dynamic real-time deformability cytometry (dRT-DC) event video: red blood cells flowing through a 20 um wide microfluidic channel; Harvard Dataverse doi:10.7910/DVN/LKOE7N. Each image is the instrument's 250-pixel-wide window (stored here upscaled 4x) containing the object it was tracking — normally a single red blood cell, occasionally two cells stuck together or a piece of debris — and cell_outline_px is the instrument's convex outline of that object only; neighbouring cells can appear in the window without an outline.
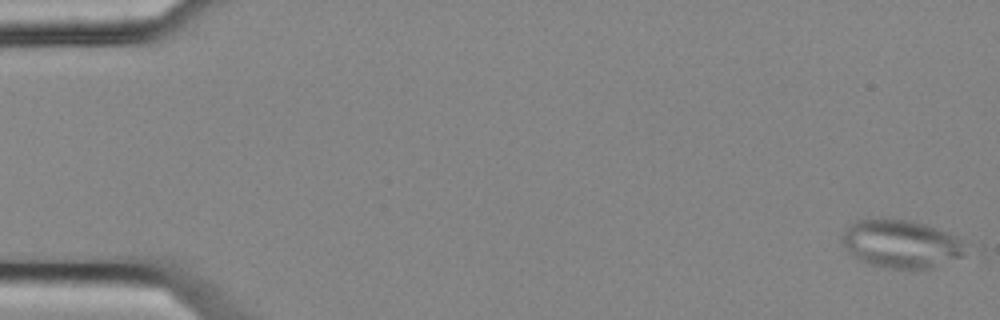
{"species": "common noctule bat (a hibernating species)", "species_latin": "Nyctalus noctula", "temperature_condition": "cold", "stored_images_in_passage": 9, "camera_frame_rate_fps": 3000, "um_per_image_px": 0.085, "animal": {"sex": "female", "body_mass_g": 25.1}, "frame": {"image": 1, "passage_image": 1, "time_ms": 0.0, "image_size_px": [1000, 320], "cell_outline_px": [[964, 256], [932, 268], [892, 268], [872, 264], [856, 256], [844, 244], [840, 236], [856, 220], [908, 220], [924, 224], [956, 236], [960, 240]], "centroid_in_image_um": [76.61, 20.73], "position_along_channel_um": 8.4, "area_um2": 33.23}}